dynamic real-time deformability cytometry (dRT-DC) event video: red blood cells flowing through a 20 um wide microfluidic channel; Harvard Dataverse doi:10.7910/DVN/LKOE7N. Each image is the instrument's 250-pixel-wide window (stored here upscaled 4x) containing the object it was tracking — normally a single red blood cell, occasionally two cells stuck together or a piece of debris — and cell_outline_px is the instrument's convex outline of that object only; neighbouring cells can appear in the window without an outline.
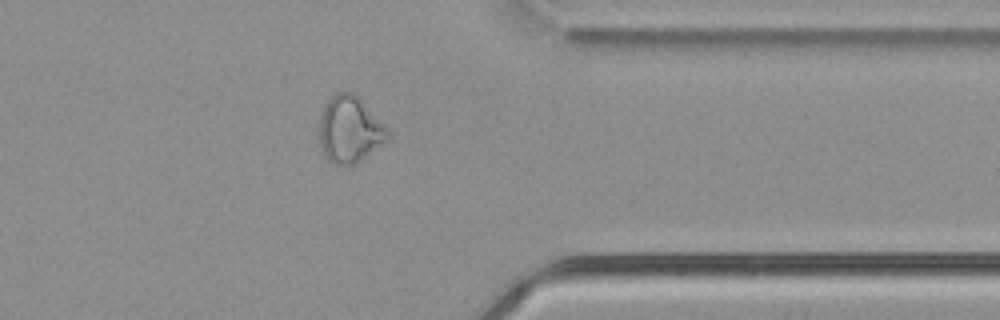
{"species": "common noctule bat (a hibernating species)", "species_latin": "Nyctalus noctula", "temperature_condition": "cold", "stored_images_in_passage": 40, "camera_frame_rate_fps": 3000, "um_per_image_px": 0.085, "animal": {"sex": "male", "body_mass_g": 21.5, "forearm_length_mm": 52.0}, "frame": {"image": 1, "passage_image": 29, "time_ms": 9.333, "image_size_px": [1000, 320], "cell_outline_px": [[388, 140], [356, 164], [336, 164], [328, 160], [320, 144], [320, 116], [324, 104], [336, 92], [352, 92], [388, 128]], "centroid_in_image_um": [29.72, 11.01], "position_along_channel_um": 381.7, "area_um2": 26.07}, "authors_computed_cell_mechanics": {"area_um2": 25.2297, "velocity_mm_per_s": 3.7952, "shape_relaxation_time_tau1_ms": null, "shape_relaxation_time_tau2_ms": 2.9068, "deformation_change_tau1": null, "deformation_change_tau2": 0.1082}}